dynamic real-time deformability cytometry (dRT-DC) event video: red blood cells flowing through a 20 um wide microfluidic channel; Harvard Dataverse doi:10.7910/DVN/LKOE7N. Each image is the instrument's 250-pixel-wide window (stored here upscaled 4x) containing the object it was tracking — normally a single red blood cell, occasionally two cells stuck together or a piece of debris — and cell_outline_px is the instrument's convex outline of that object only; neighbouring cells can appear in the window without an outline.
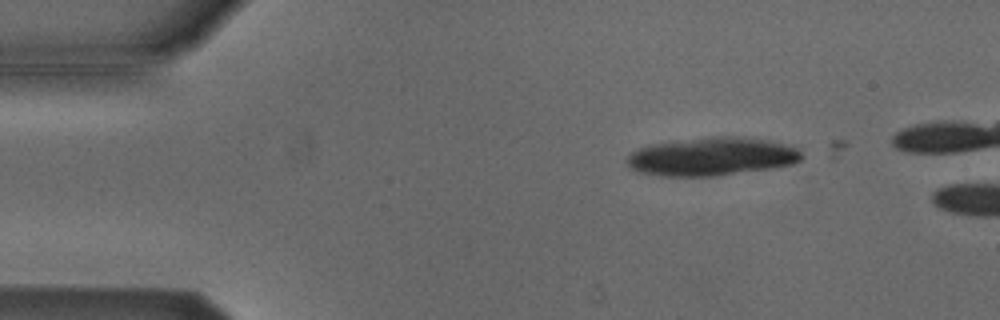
{"species": "Egyptian fruit bat (a non-hibernating species)", "species_latin": "Rousettus aegyptiacus", "temperature_condition": "cold", "stored_images_in_passage": 2, "camera_frame_rate_fps": 3000, "um_per_image_px": 0.085, "animal": {"sex": "male"}, "frame": {"image": 1, "passage_image": 1, "time_ms": 0.0, "image_size_px": [1000, 320], "cell_outline_px": [[804, 156], [800, 160], [792, 164], [772, 168], [716, 176], [660, 176], [640, 172], [628, 168], [628, 156], [636, 148], [648, 144], [672, 140], [712, 136], [744, 136], [768, 140], [784, 144], [796, 148]], "centroid_in_image_um": [60.46, 13.29], "position_along_channel_um": 24.5, "area_um2": 39.42}}